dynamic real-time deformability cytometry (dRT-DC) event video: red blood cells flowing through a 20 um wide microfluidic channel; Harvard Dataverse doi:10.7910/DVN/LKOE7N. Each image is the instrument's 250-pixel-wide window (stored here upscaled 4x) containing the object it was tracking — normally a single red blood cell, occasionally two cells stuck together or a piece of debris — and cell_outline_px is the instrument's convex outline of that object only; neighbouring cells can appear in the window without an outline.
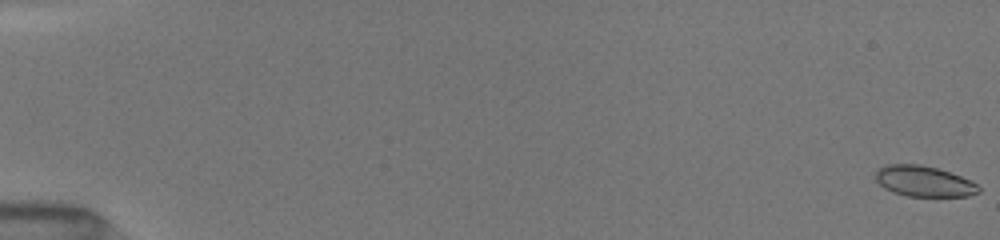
{"species": "common noctule bat (a hibernating species)", "species_latin": "Nyctalus noctula", "temperature_condition": "room temperature", "stored_images_in_passage": 43, "camera_frame_rate_fps": 3000, "um_per_image_px": 0.085, "animal": {"sex": "female", "body_mass_g": 19.5, "forearm_length_mm": 54.1}, "frame": {"image": 1, "passage_image": 1, "time_ms": 0.0, "image_size_px": [1000, 240], "cell_outline_px": [[980, 192], [968, 196], [908, 196], [892, 192], [884, 188], [876, 180], [876, 172], [880, 168], [888, 164], [920, 164], [936, 168], [972, 180], [980, 188]], "centroid_in_image_um": [78.54, 15.41], "position_along_channel_um": 6.5, "area_um2": 18.32}}
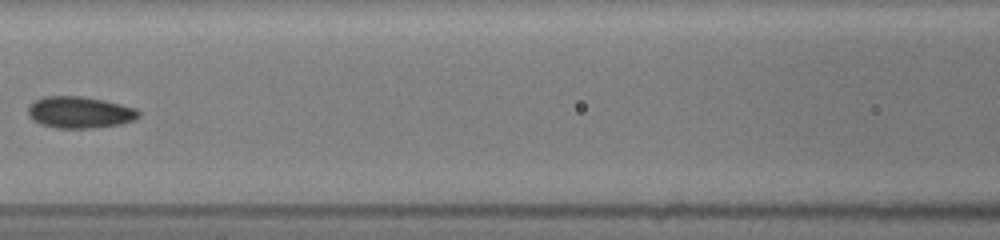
{"frame": {"image": 2, "passage_image": 24, "time_ms": 8.333, "image_size_px": [1000, 240], "cell_outline_px": [[140, 116], [136, 120], [120, 124], [92, 128], [56, 128], [40, 124], [28, 116], [28, 108], [36, 100], [44, 96], [80, 96], [104, 100], [136, 108], [140, 112]], "centroid_in_image_um": [6.8, 9.55], "position_along_channel_um": 159.8, "area_um2": 20.4}}
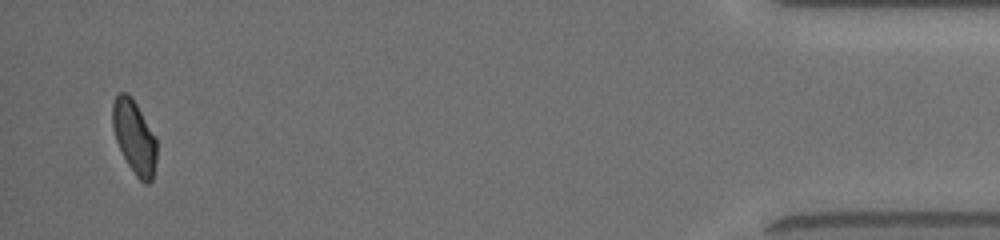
{"frame": {"image": 3, "passage_image": 43, "time_ms": 16.667, "image_size_px": [1000, 240], "cell_outline_px": [[156, 160], [152, 180], [148, 184], [144, 184], [136, 176], [128, 164], [116, 140], [112, 128], [112, 104], [116, 96], [120, 92], [124, 92], [132, 96], [156, 136]], "centroid_in_image_um": [11.42, 11.63], "position_along_channel_um": 423.8, "area_um2": 18.96}, "authors_computed_cell_mechanics": {"area_um2": 19.3052, "velocity_mm_per_s": 4.0378, "shape_relaxation_time_tau1_ms": 3.2636, "shape_relaxation_time_tau2_ms": 0.7978, "deformation_change_tau1": 0.0897, "deformation_change_tau2": 0.028}}